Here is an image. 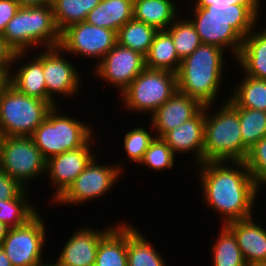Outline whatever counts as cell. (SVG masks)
<instances>
[{
  "mask_svg": "<svg viewBox=\"0 0 266 266\" xmlns=\"http://www.w3.org/2000/svg\"><path fill=\"white\" fill-rule=\"evenodd\" d=\"M197 166L204 203L224 217L222 225L253 216L259 191L245 161L203 162Z\"/></svg>",
  "mask_w": 266,
  "mask_h": 266,
  "instance_id": "obj_1",
  "label": "cell"
},
{
  "mask_svg": "<svg viewBox=\"0 0 266 266\" xmlns=\"http://www.w3.org/2000/svg\"><path fill=\"white\" fill-rule=\"evenodd\" d=\"M194 25L202 44L215 45L223 50L231 48L234 60L239 54L243 39L257 27L260 10L254 4H232L223 11L215 5L193 7ZM257 20V21H256Z\"/></svg>",
  "mask_w": 266,
  "mask_h": 266,
  "instance_id": "obj_2",
  "label": "cell"
},
{
  "mask_svg": "<svg viewBox=\"0 0 266 266\" xmlns=\"http://www.w3.org/2000/svg\"><path fill=\"white\" fill-rule=\"evenodd\" d=\"M224 51L215 45L201 44L182 59L176 73L178 91L203 106L215 104L225 68Z\"/></svg>",
  "mask_w": 266,
  "mask_h": 266,
  "instance_id": "obj_3",
  "label": "cell"
},
{
  "mask_svg": "<svg viewBox=\"0 0 266 266\" xmlns=\"http://www.w3.org/2000/svg\"><path fill=\"white\" fill-rule=\"evenodd\" d=\"M213 114L205 106L203 162L245 161L249 149L243 144L238 111L225 99Z\"/></svg>",
  "mask_w": 266,
  "mask_h": 266,
  "instance_id": "obj_4",
  "label": "cell"
},
{
  "mask_svg": "<svg viewBox=\"0 0 266 266\" xmlns=\"http://www.w3.org/2000/svg\"><path fill=\"white\" fill-rule=\"evenodd\" d=\"M3 37L16 52H26L35 46L58 47L60 31L55 20L52 4L21 6L8 22ZM34 46V47H33Z\"/></svg>",
  "mask_w": 266,
  "mask_h": 266,
  "instance_id": "obj_5",
  "label": "cell"
},
{
  "mask_svg": "<svg viewBox=\"0 0 266 266\" xmlns=\"http://www.w3.org/2000/svg\"><path fill=\"white\" fill-rule=\"evenodd\" d=\"M53 107L18 92L6 82L0 89V128L4 136L31 137Z\"/></svg>",
  "mask_w": 266,
  "mask_h": 266,
  "instance_id": "obj_6",
  "label": "cell"
},
{
  "mask_svg": "<svg viewBox=\"0 0 266 266\" xmlns=\"http://www.w3.org/2000/svg\"><path fill=\"white\" fill-rule=\"evenodd\" d=\"M58 107L48 112L46 119L31 136L46 161L83 146L94 132L88 124L61 114Z\"/></svg>",
  "mask_w": 266,
  "mask_h": 266,
  "instance_id": "obj_7",
  "label": "cell"
},
{
  "mask_svg": "<svg viewBox=\"0 0 266 266\" xmlns=\"http://www.w3.org/2000/svg\"><path fill=\"white\" fill-rule=\"evenodd\" d=\"M177 90L175 73L146 67L120 95L125 108L151 116Z\"/></svg>",
  "mask_w": 266,
  "mask_h": 266,
  "instance_id": "obj_8",
  "label": "cell"
},
{
  "mask_svg": "<svg viewBox=\"0 0 266 266\" xmlns=\"http://www.w3.org/2000/svg\"><path fill=\"white\" fill-rule=\"evenodd\" d=\"M0 169L26 189L27 182L46 173V160L31 137L4 136Z\"/></svg>",
  "mask_w": 266,
  "mask_h": 266,
  "instance_id": "obj_9",
  "label": "cell"
},
{
  "mask_svg": "<svg viewBox=\"0 0 266 266\" xmlns=\"http://www.w3.org/2000/svg\"><path fill=\"white\" fill-rule=\"evenodd\" d=\"M42 219L37 213L23 226L9 228L1 248L12 266H39L43 263L46 227Z\"/></svg>",
  "mask_w": 266,
  "mask_h": 266,
  "instance_id": "obj_10",
  "label": "cell"
},
{
  "mask_svg": "<svg viewBox=\"0 0 266 266\" xmlns=\"http://www.w3.org/2000/svg\"><path fill=\"white\" fill-rule=\"evenodd\" d=\"M121 163L113 165H100L96 161V156L86 166L82 173L68 187V189L54 202L64 204H81L92 199H99L109 191L119 175L123 174Z\"/></svg>",
  "mask_w": 266,
  "mask_h": 266,
  "instance_id": "obj_11",
  "label": "cell"
},
{
  "mask_svg": "<svg viewBox=\"0 0 266 266\" xmlns=\"http://www.w3.org/2000/svg\"><path fill=\"white\" fill-rule=\"evenodd\" d=\"M116 44L117 32L86 21L69 25L60 32L62 52L97 58V64Z\"/></svg>",
  "mask_w": 266,
  "mask_h": 266,
  "instance_id": "obj_12",
  "label": "cell"
},
{
  "mask_svg": "<svg viewBox=\"0 0 266 266\" xmlns=\"http://www.w3.org/2000/svg\"><path fill=\"white\" fill-rule=\"evenodd\" d=\"M95 65L96 76L118 87L120 94L146 68L144 55L118 43Z\"/></svg>",
  "mask_w": 266,
  "mask_h": 266,
  "instance_id": "obj_13",
  "label": "cell"
},
{
  "mask_svg": "<svg viewBox=\"0 0 266 266\" xmlns=\"http://www.w3.org/2000/svg\"><path fill=\"white\" fill-rule=\"evenodd\" d=\"M43 51V73L47 90V102L58 106L55 94L71 96L78 93L81 77L71 62L61 57V48H46Z\"/></svg>",
  "mask_w": 266,
  "mask_h": 266,
  "instance_id": "obj_14",
  "label": "cell"
},
{
  "mask_svg": "<svg viewBox=\"0 0 266 266\" xmlns=\"http://www.w3.org/2000/svg\"><path fill=\"white\" fill-rule=\"evenodd\" d=\"M93 136L81 147L63 152L46 161V173L49 174V183L56 187L52 195L53 203L57 200L82 173L91 160L97 155L92 154Z\"/></svg>",
  "mask_w": 266,
  "mask_h": 266,
  "instance_id": "obj_15",
  "label": "cell"
},
{
  "mask_svg": "<svg viewBox=\"0 0 266 266\" xmlns=\"http://www.w3.org/2000/svg\"><path fill=\"white\" fill-rule=\"evenodd\" d=\"M108 229L81 228L77 230L61 249L57 263L61 266H94L101 239L115 226Z\"/></svg>",
  "mask_w": 266,
  "mask_h": 266,
  "instance_id": "obj_16",
  "label": "cell"
},
{
  "mask_svg": "<svg viewBox=\"0 0 266 266\" xmlns=\"http://www.w3.org/2000/svg\"><path fill=\"white\" fill-rule=\"evenodd\" d=\"M204 106L196 99L177 92L151 115V128L158 138L195 117Z\"/></svg>",
  "mask_w": 266,
  "mask_h": 266,
  "instance_id": "obj_17",
  "label": "cell"
},
{
  "mask_svg": "<svg viewBox=\"0 0 266 266\" xmlns=\"http://www.w3.org/2000/svg\"><path fill=\"white\" fill-rule=\"evenodd\" d=\"M204 130L205 106L195 117L166 132L161 138L175 155L194 152V165H199L203 163Z\"/></svg>",
  "mask_w": 266,
  "mask_h": 266,
  "instance_id": "obj_18",
  "label": "cell"
},
{
  "mask_svg": "<svg viewBox=\"0 0 266 266\" xmlns=\"http://www.w3.org/2000/svg\"><path fill=\"white\" fill-rule=\"evenodd\" d=\"M251 216L226 226L234 233L242 256L248 266L266 261V229Z\"/></svg>",
  "mask_w": 266,
  "mask_h": 266,
  "instance_id": "obj_19",
  "label": "cell"
},
{
  "mask_svg": "<svg viewBox=\"0 0 266 266\" xmlns=\"http://www.w3.org/2000/svg\"><path fill=\"white\" fill-rule=\"evenodd\" d=\"M252 31L243 39L236 61L245 75L266 80V28Z\"/></svg>",
  "mask_w": 266,
  "mask_h": 266,
  "instance_id": "obj_20",
  "label": "cell"
},
{
  "mask_svg": "<svg viewBox=\"0 0 266 266\" xmlns=\"http://www.w3.org/2000/svg\"><path fill=\"white\" fill-rule=\"evenodd\" d=\"M32 60V61H31ZM29 62H24L17 72H10L7 82L18 92L47 101V90L43 73V52Z\"/></svg>",
  "mask_w": 266,
  "mask_h": 266,
  "instance_id": "obj_21",
  "label": "cell"
},
{
  "mask_svg": "<svg viewBox=\"0 0 266 266\" xmlns=\"http://www.w3.org/2000/svg\"><path fill=\"white\" fill-rule=\"evenodd\" d=\"M134 0H101L87 14L86 22L93 26L103 27L115 32L133 18Z\"/></svg>",
  "mask_w": 266,
  "mask_h": 266,
  "instance_id": "obj_22",
  "label": "cell"
},
{
  "mask_svg": "<svg viewBox=\"0 0 266 266\" xmlns=\"http://www.w3.org/2000/svg\"><path fill=\"white\" fill-rule=\"evenodd\" d=\"M94 266H127V223L120 221L101 239Z\"/></svg>",
  "mask_w": 266,
  "mask_h": 266,
  "instance_id": "obj_23",
  "label": "cell"
},
{
  "mask_svg": "<svg viewBox=\"0 0 266 266\" xmlns=\"http://www.w3.org/2000/svg\"><path fill=\"white\" fill-rule=\"evenodd\" d=\"M172 0H134L133 18L159 30H166L177 19Z\"/></svg>",
  "mask_w": 266,
  "mask_h": 266,
  "instance_id": "obj_24",
  "label": "cell"
},
{
  "mask_svg": "<svg viewBox=\"0 0 266 266\" xmlns=\"http://www.w3.org/2000/svg\"><path fill=\"white\" fill-rule=\"evenodd\" d=\"M171 35L166 30H159L145 56V66L150 69L177 73L181 64Z\"/></svg>",
  "mask_w": 266,
  "mask_h": 266,
  "instance_id": "obj_25",
  "label": "cell"
},
{
  "mask_svg": "<svg viewBox=\"0 0 266 266\" xmlns=\"http://www.w3.org/2000/svg\"><path fill=\"white\" fill-rule=\"evenodd\" d=\"M163 259L142 233L127 224V266H165Z\"/></svg>",
  "mask_w": 266,
  "mask_h": 266,
  "instance_id": "obj_26",
  "label": "cell"
},
{
  "mask_svg": "<svg viewBox=\"0 0 266 266\" xmlns=\"http://www.w3.org/2000/svg\"><path fill=\"white\" fill-rule=\"evenodd\" d=\"M158 30L132 18L117 32V43L146 56Z\"/></svg>",
  "mask_w": 266,
  "mask_h": 266,
  "instance_id": "obj_27",
  "label": "cell"
},
{
  "mask_svg": "<svg viewBox=\"0 0 266 266\" xmlns=\"http://www.w3.org/2000/svg\"><path fill=\"white\" fill-rule=\"evenodd\" d=\"M229 98L241 108L266 112V80L245 75Z\"/></svg>",
  "mask_w": 266,
  "mask_h": 266,
  "instance_id": "obj_28",
  "label": "cell"
},
{
  "mask_svg": "<svg viewBox=\"0 0 266 266\" xmlns=\"http://www.w3.org/2000/svg\"><path fill=\"white\" fill-rule=\"evenodd\" d=\"M101 0H53L54 20L61 32L69 25L85 21Z\"/></svg>",
  "mask_w": 266,
  "mask_h": 266,
  "instance_id": "obj_29",
  "label": "cell"
},
{
  "mask_svg": "<svg viewBox=\"0 0 266 266\" xmlns=\"http://www.w3.org/2000/svg\"><path fill=\"white\" fill-rule=\"evenodd\" d=\"M217 240L212 246L213 266H248L242 256L234 233L222 225Z\"/></svg>",
  "mask_w": 266,
  "mask_h": 266,
  "instance_id": "obj_30",
  "label": "cell"
},
{
  "mask_svg": "<svg viewBox=\"0 0 266 266\" xmlns=\"http://www.w3.org/2000/svg\"><path fill=\"white\" fill-rule=\"evenodd\" d=\"M27 189H23L11 200H0V222L9 228L20 227L32 219L38 212L27 198ZM28 199V200H27Z\"/></svg>",
  "mask_w": 266,
  "mask_h": 266,
  "instance_id": "obj_31",
  "label": "cell"
},
{
  "mask_svg": "<svg viewBox=\"0 0 266 266\" xmlns=\"http://www.w3.org/2000/svg\"><path fill=\"white\" fill-rule=\"evenodd\" d=\"M227 101L238 111L242 141L250 149L266 137V112L238 107L230 98Z\"/></svg>",
  "mask_w": 266,
  "mask_h": 266,
  "instance_id": "obj_32",
  "label": "cell"
},
{
  "mask_svg": "<svg viewBox=\"0 0 266 266\" xmlns=\"http://www.w3.org/2000/svg\"><path fill=\"white\" fill-rule=\"evenodd\" d=\"M175 19L166 29L171 35L178 56L184 59L192 54L201 44L200 37L190 19Z\"/></svg>",
  "mask_w": 266,
  "mask_h": 266,
  "instance_id": "obj_33",
  "label": "cell"
},
{
  "mask_svg": "<svg viewBox=\"0 0 266 266\" xmlns=\"http://www.w3.org/2000/svg\"><path fill=\"white\" fill-rule=\"evenodd\" d=\"M175 156L171 148L162 138L155 137L139 164H144L156 171H163L165 169L167 170V168L172 169L174 167Z\"/></svg>",
  "mask_w": 266,
  "mask_h": 266,
  "instance_id": "obj_34",
  "label": "cell"
},
{
  "mask_svg": "<svg viewBox=\"0 0 266 266\" xmlns=\"http://www.w3.org/2000/svg\"><path fill=\"white\" fill-rule=\"evenodd\" d=\"M156 136L150 131L148 132L142 126L136 127L131 131H127L124 135L123 146L127 153V159L140 163L144 157L150 143Z\"/></svg>",
  "mask_w": 266,
  "mask_h": 266,
  "instance_id": "obj_35",
  "label": "cell"
},
{
  "mask_svg": "<svg viewBox=\"0 0 266 266\" xmlns=\"http://www.w3.org/2000/svg\"><path fill=\"white\" fill-rule=\"evenodd\" d=\"M246 166L250 171L256 188L266 185V137L255 143L245 159Z\"/></svg>",
  "mask_w": 266,
  "mask_h": 266,
  "instance_id": "obj_36",
  "label": "cell"
},
{
  "mask_svg": "<svg viewBox=\"0 0 266 266\" xmlns=\"http://www.w3.org/2000/svg\"><path fill=\"white\" fill-rule=\"evenodd\" d=\"M25 52H16L7 43L3 35H0V72L7 78L12 71L10 68L14 66L18 60H22ZM13 64V65H12Z\"/></svg>",
  "mask_w": 266,
  "mask_h": 266,
  "instance_id": "obj_37",
  "label": "cell"
},
{
  "mask_svg": "<svg viewBox=\"0 0 266 266\" xmlns=\"http://www.w3.org/2000/svg\"><path fill=\"white\" fill-rule=\"evenodd\" d=\"M24 188L0 169V200L15 198Z\"/></svg>",
  "mask_w": 266,
  "mask_h": 266,
  "instance_id": "obj_38",
  "label": "cell"
},
{
  "mask_svg": "<svg viewBox=\"0 0 266 266\" xmlns=\"http://www.w3.org/2000/svg\"><path fill=\"white\" fill-rule=\"evenodd\" d=\"M21 6L16 0H0V35Z\"/></svg>",
  "mask_w": 266,
  "mask_h": 266,
  "instance_id": "obj_39",
  "label": "cell"
},
{
  "mask_svg": "<svg viewBox=\"0 0 266 266\" xmlns=\"http://www.w3.org/2000/svg\"><path fill=\"white\" fill-rule=\"evenodd\" d=\"M193 7H207L215 5L219 11H223L224 7L232 4H254L260 10V0H195Z\"/></svg>",
  "mask_w": 266,
  "mask_h": 266,
  "instance_id": "obj_40",
  "label": "cell"
},
{
  "mask_svg": "<svg viewBox=\"0 0 266 266\" xmlns=\"http://www.w3.org/2000/svg\"><path fill=\"white\" fill-rule=\"evenodd\" d=\"M20 6H40L52 4L53 0H16Z\"/></svg>",
  "mask_w": 266,
  "mask_h": 266,
  "instance_id": "obj_41",
  "label": "cell"
},
{
  "mask_svg": "<svg viewBox=\"0 0 266 266\" xmlns=\"http://www.w3.org/2000/svg\"><path fill=\"white\" fill-rule=\"evenodd\" d=\"M0 266H12L11 261L0 246Z\"/></svg>",
  "mask_w": 266,
  "mask_h": 266,
  "instance_id": "obj_42",
  "label": "cell"
},
{
  "mask_svg": "<svg viewBox=\"0 0 266 266\" xmlns=\"http://www.w3.org/2000/svg\"><path fill=\"white\" fill-rule=\"evenodd\" d=\"M8 230L9 227L5 223L0 222V246L4 238L6 237Z\"/></svg>",
  "mask_w": 266,
  "mask_h": 266,
  "instance_id": "obj_43",
  "label": "cell"
},
{
  "mask_svg": "<svg viewBox=\"0 0 266 266\" xmlns=\"http://www.w3.org/2000/svg\"><path fill=\"white\" fill-rule=\"evenodd\" d=\"M7 82V78L0 72V89Z\"/></svg>",
  "mask_w": 266,
  "mask_h": 266,
  "instance_id": "obj_44",
  "label": "cell"
},
{
  "mask_svg": "<svg viewBox=\"0 0 266 266\" xmlns=\"http://www.w3.org/2000/svg\"><path fill=\"white\" fill-rule=\"evenodd\" d=\"M39 266H61L60 264H58L57 262H55V263H47V264H45V262H43V263H41Z\"/></svg>",
  "mask_w": 266,
  "mask_h": 266,
  "instance_id": "obj_45",
  "label": "cell"
},
{
  "mask_svg": "<svg viewBox=\"0 0 266 266\" xmlns=\"http://www.w3.org/2000/svg\"><path fill=\"white\" fill-rule=\"evenodd\" d=\"M250 266H266V261L265 262H258V263L252 264Z\"/></svg>",
  "mask_w": 266,
  "mask_h": 266,
  "instance_id": "obj_46",
  "label": "cell"
},
{
  "mask_svg": "<svg viewBox=\"0 0 266 266\" xmlns=\"http://www.w3.org/2000/svg\"><path fill=\"white\" fill-rule=\"evenodd\" d=\"M3 137H4V135L2 134V131H1V128H0V146H1V143H2V140H3Z\"/></svg>",
  "mask_w": 266,
  "mask_h": 266,
  "instance_id": "obj_47",
  "label": "cell"
}]
</instances>
